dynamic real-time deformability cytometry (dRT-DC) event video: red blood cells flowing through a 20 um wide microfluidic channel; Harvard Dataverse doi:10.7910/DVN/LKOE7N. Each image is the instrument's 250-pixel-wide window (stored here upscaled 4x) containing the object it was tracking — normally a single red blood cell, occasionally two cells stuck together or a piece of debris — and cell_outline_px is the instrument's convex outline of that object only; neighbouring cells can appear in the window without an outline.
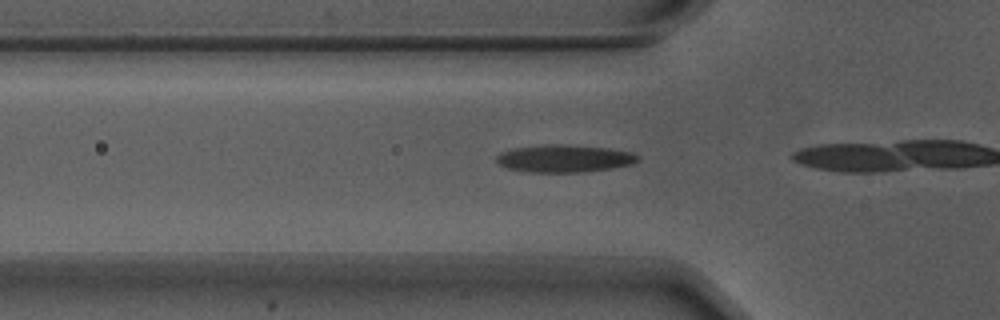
{"species": "Egyptian fruit bat (a non-hibernating species)", "species_latin": "Rousettus aegyptiacus", "temperature_condition": "warm", "stored_images_in_passage": 6, "camera_frame_rate_fps": 3000, "um_per_image_px": 0.085, "animal": {"sex": "male"}, "frame": {"image": 1, "passage_image": 4, "time_ms": 1.0, "image_size_px": [1000, 320], "cell_outline_px": [[640, 160], [632, 164], [612, 168], [580, 172], [532, 172], [508, 168], [500, 164], [496, 160], [496, 156], [500, 152], [512, 148], [548, 144], [560, 144], [608, 148], [632, 152], [640, 156]], "centroid_in_image_um": [47.99, 13.46], "position_along_channel_um": 77.8, "area_um2": 22.6}}